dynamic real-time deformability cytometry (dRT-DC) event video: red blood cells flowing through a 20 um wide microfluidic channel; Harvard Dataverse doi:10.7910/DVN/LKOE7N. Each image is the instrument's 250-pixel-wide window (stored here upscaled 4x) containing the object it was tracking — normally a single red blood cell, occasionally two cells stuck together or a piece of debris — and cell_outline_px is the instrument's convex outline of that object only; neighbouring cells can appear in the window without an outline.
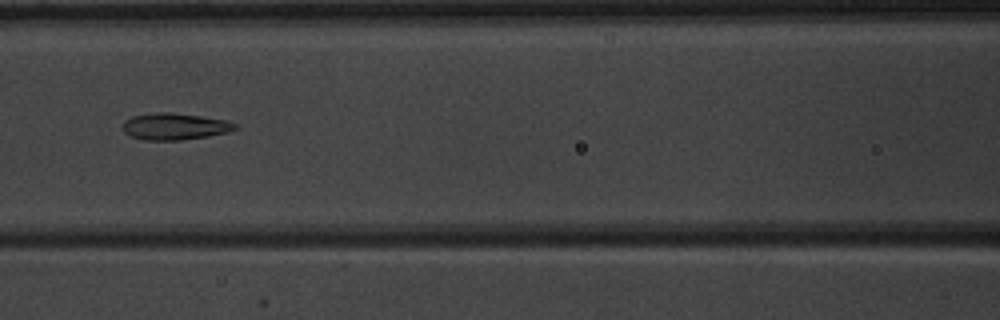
{"species": "common noctule bat (a hibernating species)", "species_latin": "Nyctalus noctula", "temperature_condition": "warm", "stored_images_in_passage": 7, "camera_frame_rate_fps": 3000, "um_per_image_px": 0.085, "animal": {"sex": "male", "body_mass_g": 20.1, "forearm_length_mm": 53.5}, "frame": {"image": 1, "passage_image": 7, "time_ms": 7.667, "image_size_px": [1000, 320], "cell_outline_px": [[240, 128], [228, 132], [208, 136], [180, 140], [144, 140], [132, 136], [124, 132], [124, 120], [132, 116], [156, 112], [168, 112], [200, 116], [224, 120], [236, 124]], "centroid_in_image_um": [14.86, 10.75], "position_along_channel_um": 151.7, "area_um2": 17.34}}